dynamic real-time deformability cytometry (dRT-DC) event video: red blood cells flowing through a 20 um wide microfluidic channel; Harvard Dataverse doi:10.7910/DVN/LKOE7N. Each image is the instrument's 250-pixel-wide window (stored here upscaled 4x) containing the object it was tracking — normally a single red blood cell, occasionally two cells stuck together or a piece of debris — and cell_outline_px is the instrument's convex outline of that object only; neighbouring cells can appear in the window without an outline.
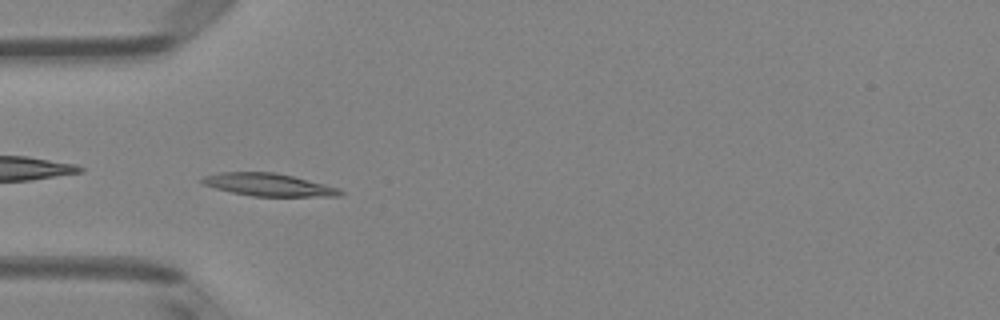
{"species": "Egyptian fruit bat (a non-hibernating species)", "species_latin": "Rousettus aegyptiacus", "temperature_condition": "room temperature", "stored_images_in_passage": 36, "camera_frame_rate_fps": 3000, "um_per_image_px": 0.085, "animal": {"sex": "female"}, "frame": {"image": 1, "passage_image": 1, "time_ms": 0.0, "image_size_px": [1000, 320], "cell_outline_px": [[344, 192], [340, 196], [252, 196], [232, 192], [216, 188], [204, 184], [200, 180], [204, 176], [220, 172], [272, 172], [292, 176], [340, 188]], "centroid_in_image_um": [22.83, 15.7], "position_along_channel_um": 62.2, "area_um2": 17.98}}
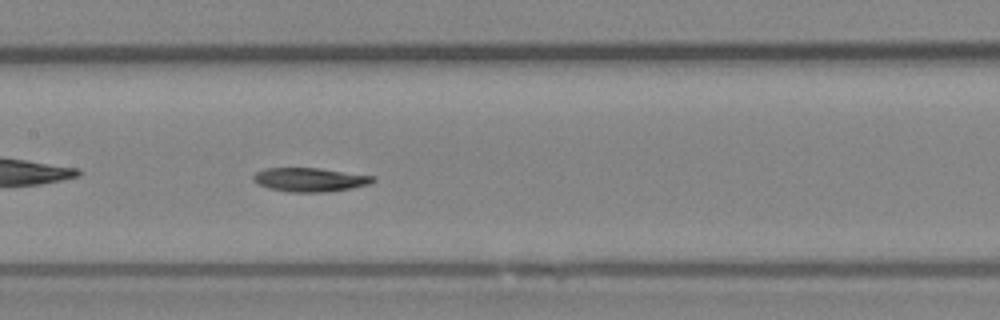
{"frame": {"image": 2, "passage_image": 10, "time_ms": 3.0, "image_size_px": [1000, 320], "cell_outline_px": [[376, 180], [372, 184], [352, 188], [328, 192], [288, 192], [268, 188], [256, 184], [252, 180], [252, 176], [256, 172], [264, 168], [320, 168], [376, 176]], "centroid_in_image_um": [26.35, 15.27], "position_along_channel_um": 181.0, "area_um2": 16.99}}
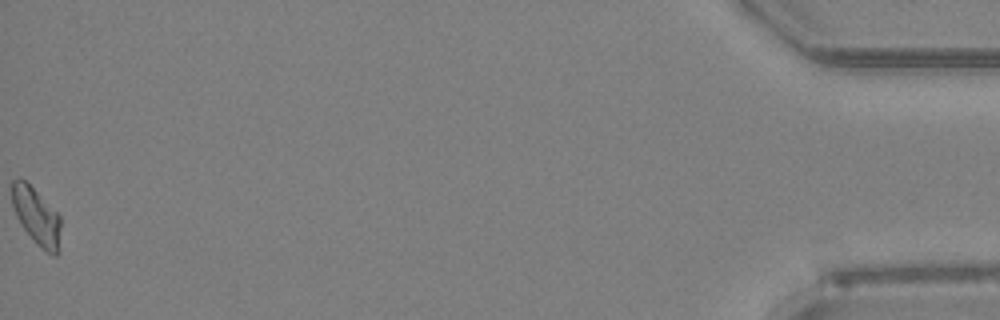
{"frame": {"image": 3, "passage_image": 36, "time_ms": 11.667, "image_size_px": [1000, 320], "cell_outline_px": [[60, 228], [56, 256], [52, 256], [36, 244], [20, 224], [12, 208], [12, 180], [20, 176], [60, 216]], "centroid_in_image_um": [3.05, 18.38], "position_along_channel_um": 432.1, "area_um2": 15.9}}